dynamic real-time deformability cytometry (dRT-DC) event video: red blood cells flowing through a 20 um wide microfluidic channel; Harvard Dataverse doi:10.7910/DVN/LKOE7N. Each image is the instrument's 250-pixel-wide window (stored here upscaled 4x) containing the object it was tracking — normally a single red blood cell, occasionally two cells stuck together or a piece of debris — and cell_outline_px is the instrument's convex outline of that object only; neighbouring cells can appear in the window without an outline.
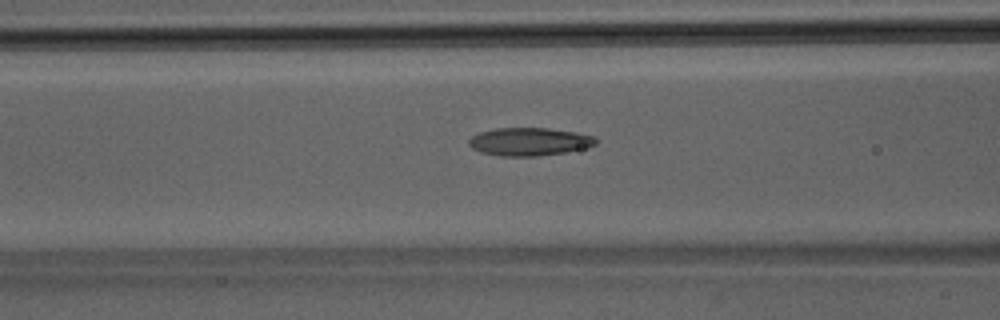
{"species": "Egyptian fruit bat (a non-hibernating species)", "species_latin": "Rousettus aegyptiacus", "temperature_condition": "room temperature", "stored_images_in_passage": 27, "camera_frame_rate_fps": 3000, "um_per_image_px": 0.085, "animal": {"sex": "male"}, "frame": {"image": 1, "passage_image": 7, "time_ms": 2.0, "image_size_px": [1000, 320], "cell_outline_px": [[596, 144], [564, 152], [540, 156], [500, 156], [480, 152], [472, 148], [468, 144], [468, 140], [472, 136], [480, 132], [496, 128], [548, 128], [576, 132], [596, 136]], "centroid_in_image_um": [44.95, 12.04], "position_along_channel_um": 121.6, "area_um2": 20.63}}
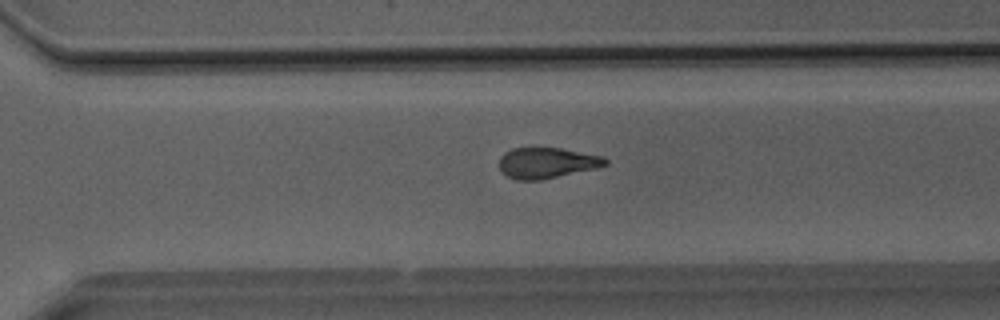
{"frame": {"image": 2, "passage_image": 19, "time_ms": 6.0, "image_size_px": [1000, 320], "cell_outline_px": [[608, 164], [596, 168], [540, 180], [516, 180], [500, 172], [500, 156], [504, 152], [512, 148], [560, 148], [604, 156], [608, 160]], "centroid_in_image_um": [46.47, 13.84], "position_along_channel_um": 324.1, "area_um2": 19.02}}
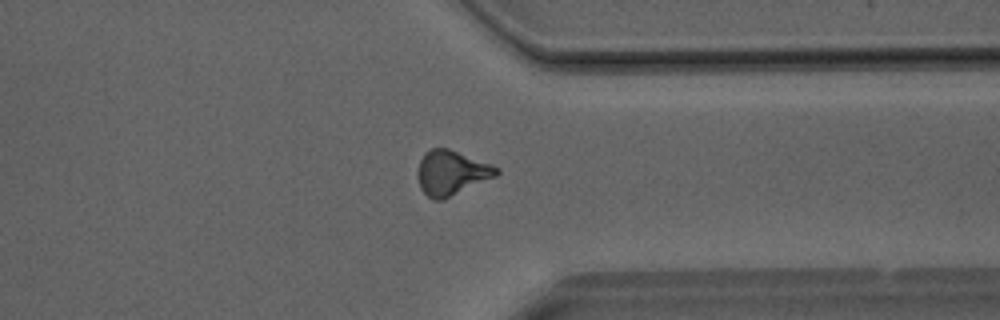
{"frame": {"image": 3, "passage_image": 22, "time_ms": 7.0, "image_size_px": [1000, 320], "cell_outline_px": [[500, 172], [496, 176], [444, 200], [432, 200], [420, 188], [416, 172], [420, 160], [424, 152], [432, 148], [448, 148], [492, 164], [500, 168]], "centroid_in_image_um": [38.36, 14.69], "position_along_channel_um": 373.0, "area_um2": 20.75}}